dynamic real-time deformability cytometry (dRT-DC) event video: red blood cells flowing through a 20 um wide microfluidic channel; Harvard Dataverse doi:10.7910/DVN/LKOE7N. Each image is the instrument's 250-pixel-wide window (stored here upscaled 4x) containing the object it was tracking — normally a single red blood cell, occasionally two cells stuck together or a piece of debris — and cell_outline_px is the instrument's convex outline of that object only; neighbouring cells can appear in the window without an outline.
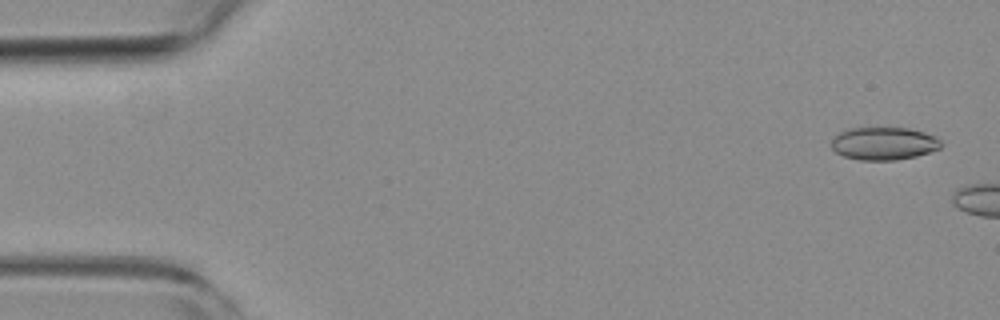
{"species": "common noctule bat (a hibernating species)", "species_latin": "Nyctalus noctula", "temperature_condition": "room temperature", "stored_images_in_passage": 10, "camera_frame_rate_fps": 3000, "um_per_image_px": 0.085, "animal": {"sex": "female", "body_mass_g": 19.3, "forearm_length_mm": 54.1}, "frame": {"image": 1, "passage_image": 1, "time_ms": 0.0, "image_size_px": [1000, 320], "cell_outline_px": [[940, 148], [916, 156], [896, 160], [860, 160], [844, 156], [836, 152], [832, 148], [832, 140], [840, 132], [848, 128], [908, 128], [924, 132], [936, 136], [940, 140]], "centroid_in_image_um": [75.12, 12.19], "position_along_channel_um": 9.9, "area_um2": 20.81}}